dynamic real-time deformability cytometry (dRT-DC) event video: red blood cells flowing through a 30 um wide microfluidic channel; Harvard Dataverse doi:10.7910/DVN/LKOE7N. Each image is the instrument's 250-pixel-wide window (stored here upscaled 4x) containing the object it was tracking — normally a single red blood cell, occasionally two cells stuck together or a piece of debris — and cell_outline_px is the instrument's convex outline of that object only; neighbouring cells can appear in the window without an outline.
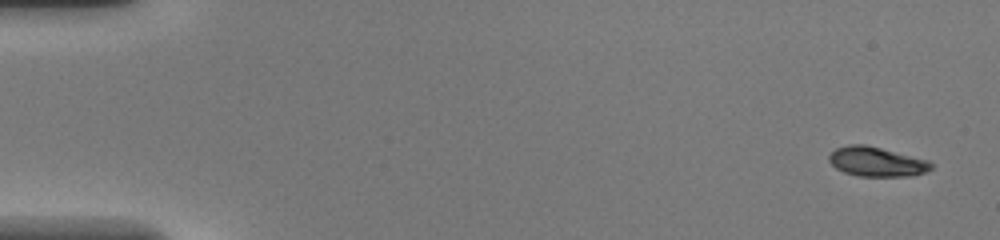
{"species": "common noctule bat (a hibernating species)", "species_latin": "Nyctalus noctula", "temperature_condition": "warm", "stored_images_in_passage": 47, "camera_frame_rate_fps": 3000, "um_per_image_px": 0.085, "animal": {"sex": "female", "body_mass_g": 20.0, "forearm_length_mm": 54.0}, "frame": {"image": 1, "passage_image": 1, "time_ms": 0.0, "image_size_px": [1000, 240], "cell_outline_px": [[932, 168], [924, 172], [912, 176], [860, 176], [844, 172], [836, 168], [828, 160], [828, 156], [836, 148], [848, 144], [864, 144], [928, 160], [932, 164]], "centroid_in_image_um": [74.49, 13.74], "position_along_channel_um": 10.5, "area_um2": 17.4}}
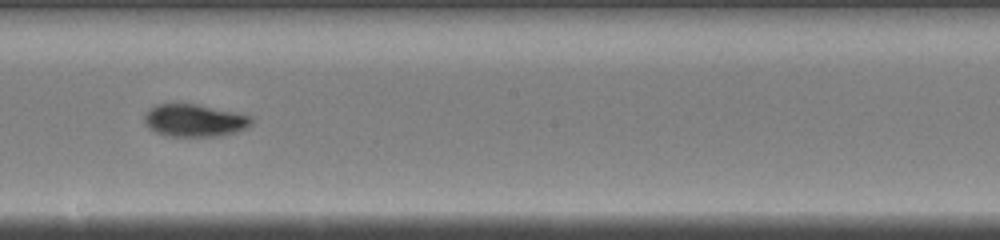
{"frame": {"image": 2, "passage_image": 27, "time_ms": 8.667, "image_size_px": [1000, 240], "cell_outline_px": [[252, 124], [248, 128], [236, 132], [220, 136], [168, 136], [156, 132], [148, 128], [144, 124], [144, 116], [148, 108], [156, 104], [196, 104], [252, 116]], "centroid_in_image_um": [16.51, 10.24], "position_along_channel_um": 231.7, "area_um2": 20.35}}
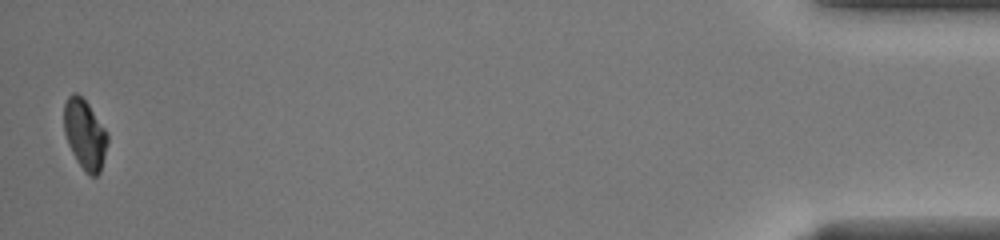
{"frame": {"image": 3, "passage_image": 47, "time_ms": 15.333, "image_size_px": [1000, 240], "cell_outline_px": [[108, 144], [100, 172], [96, 176], [92, 176], [76, 160], [68, 144], [64, 132], [64, 104], [68, 96], [72, 92], [76, 92], [88, 104], [104, 128], [108, 136]], "centroid_in_image_um": [7.2, 11.4], "position_along_channel_um": 428.0, "area_um2": 17.46}, "authors_computed_cell_mechanics": {"area_um2": 18.9006, "velocity_mm_per_s": 4.2828, "shape_relaxation_time_tau1_ms": 3.4537, "shape_relaxation_time_tau2_ms": 1.1713, "deformation_change_tau1": 0.2128, "deformation_change_tau2": 0.0465}}